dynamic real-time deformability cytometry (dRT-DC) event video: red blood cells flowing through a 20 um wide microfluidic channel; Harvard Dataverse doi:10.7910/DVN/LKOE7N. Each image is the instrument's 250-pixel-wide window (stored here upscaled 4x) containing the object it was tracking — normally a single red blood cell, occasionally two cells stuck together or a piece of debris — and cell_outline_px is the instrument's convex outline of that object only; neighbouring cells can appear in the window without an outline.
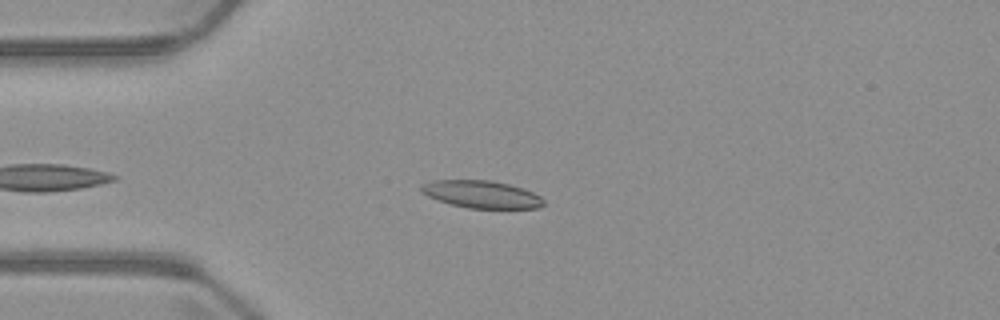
{"species": "common noctule bat (a hibernating species)", "species_latin": "Nyctalus noctula", "temperature_condition": "warm", "stored_images_in_passage": 6, "camera_frame_rate_fps": 3000, "um_per_image_px": 0.085, "animal": {"sex": "male", "body_mass_g": 23.1, "forearm_length_mm": 52.7}, "frame": {"image": 1, "passage_image": 4, "time_ms": 4.333, "image_size_px": [1000, 320], "cell_outline_px": [[544, 204], [540, 208], [468, 208], [452, 204], [428, 196], [420, 192], [420, 184], [432, 180], [492, 180], [524, 188], [540, 196], [544, 200]], "centroid_in_image_um": [40.92, 16.5], "position_along_channel_um": 44.1, "area_um2": 19.59}}
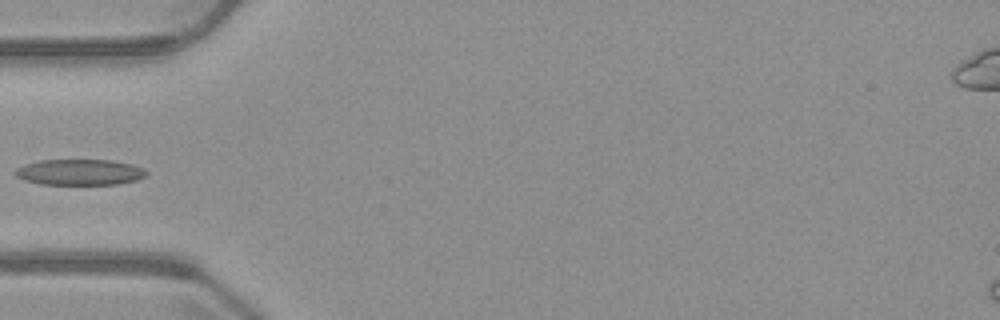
{"frame": {"image": 2, "passage_image": 5, "time_ms": 5.667, "image_size_px": [1000, 320], "cell_outline_px": [[148, 172], [144, 176], [136, 180], [116, 184], [40, 184], [24, 180], [16, 176], [12, 172], [16, 168], [24, 164], [40, 160], [112, 160], [132, 164], [144, 168]], "centroid_in_image_um": [6.74, 14.63], "position_along_channel_um": 78.3, "area_um2": 19.83}}
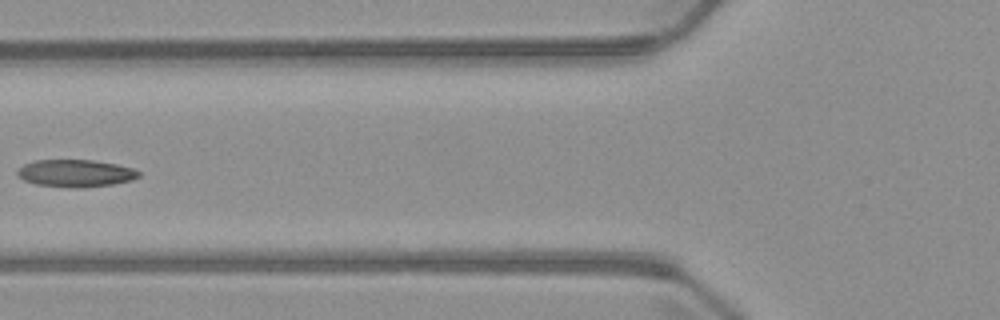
{"frame": {"image": 3, "passage_image": 6, "time_ms": 6.667, "image_size_px": [1000, 320], "cell_outline_px": [[140, 176], [132, 180], [112, 184], [84, 188], [80, 188], [36, 184], [24, 180], [16, 176], [16, 168], [32, 160], [92, 160], [116, 164], [132, 168], [140, 172]], "centroid_in_image_um": [6.38, 14.72], "position_along_channel_um": 119.4, "area_um2": 19.42}}